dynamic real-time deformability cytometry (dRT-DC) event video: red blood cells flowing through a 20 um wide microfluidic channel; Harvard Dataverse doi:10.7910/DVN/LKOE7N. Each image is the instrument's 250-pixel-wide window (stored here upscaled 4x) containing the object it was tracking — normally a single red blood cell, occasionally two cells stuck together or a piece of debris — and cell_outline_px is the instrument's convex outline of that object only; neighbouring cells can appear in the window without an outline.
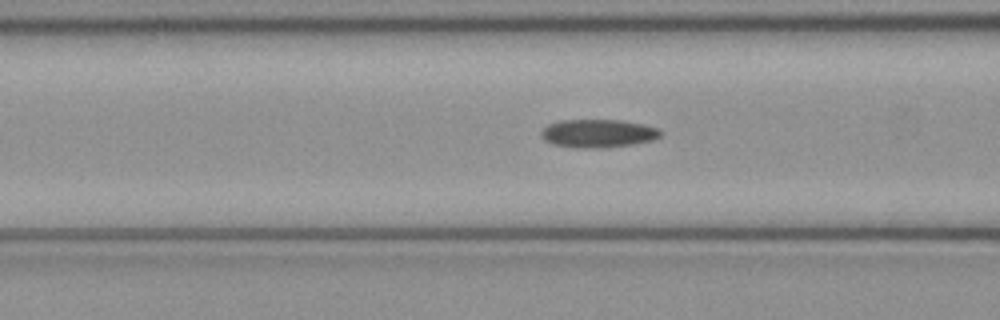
{"species": "common noctule bat (a hibernating species)", "species_latin": "Nyctalus noctula", "temperature_condition": "cold", "stored_images_in_passage": 50, "camera_frame_rate_fps": 3000, "um_per_image_px": 0.085, "animal": {"sex": "female", "body_mass_g": 21.9}, "frame": {"image": 1, "passage_image": 19, "time_ms": 6.0, "image_size_px": [1000, 320], "cell_outline_px": [[664, 132], [660, 136], [652, 140], [632, 144], [604, 148], [580, 148], [552, 144], [544, 140], [540, 136], [540, 132], [548, 124], [560, 120], [620, 120], [644, 124], [660, 128]], "centroid_in_image_um": [50.85, 11.33], "position_along_channel_um": 115.8, "area_um2": 19.83}}
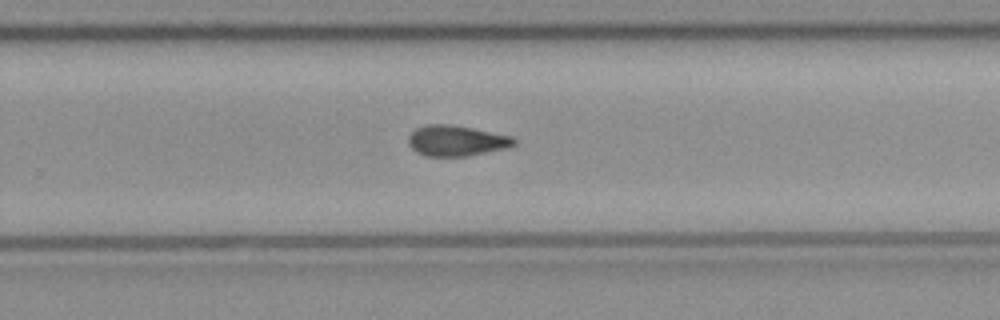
{"frame": {"image": 2, "passage_image": 32, "time_ms": 10.333, "image_size_px": [1000, 320], "cell_outline_px": [[516, 144], [508, 148], [464, 156], [428, 156], [416, 152], [408, 144], [408, 136], [416, 128], [428, 124], [448, 124], [472, 128], [512, 136], [516, 140]], "centroid_in_image_um": [38.79, 11.96], "position_along_channel_um": 291.0, "area_um2": 18.79}}
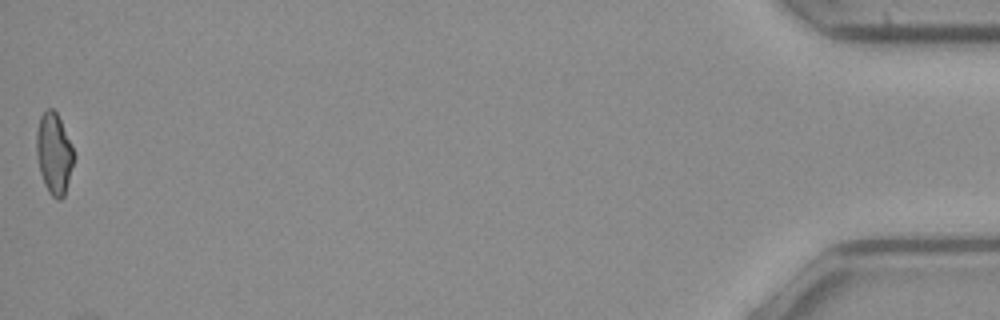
{"frame": {"image": 3, "passage_image": 50, "time_ms": 16.333, "image_size_px": [1000, 320], "cell_outline_px": [[72, 164], [64, 196], [60, 200], [56, 200], [48, 192], [44, 184], [40, 172], [36, 156], [36, 132], [40, 116], [48, 108], [52, 108], [56, 112], [72, 144]], "centroid_in_image_um": [4.55, 13.05], "position_along_channel_um": 430.6, "area_um2": 17.4}, "authors_computed_cell_mechanics": {"area_um2": 18.7272, "velocity_mm_per_s": 4.0456, "shape_relaxation_time_tau1_ms": 5.8144, "shape_relaxation_time_tau2_ms": 4.341, "deformation_change_tau1": 0.1481, "deformation_change_tau2": 0.1226}}